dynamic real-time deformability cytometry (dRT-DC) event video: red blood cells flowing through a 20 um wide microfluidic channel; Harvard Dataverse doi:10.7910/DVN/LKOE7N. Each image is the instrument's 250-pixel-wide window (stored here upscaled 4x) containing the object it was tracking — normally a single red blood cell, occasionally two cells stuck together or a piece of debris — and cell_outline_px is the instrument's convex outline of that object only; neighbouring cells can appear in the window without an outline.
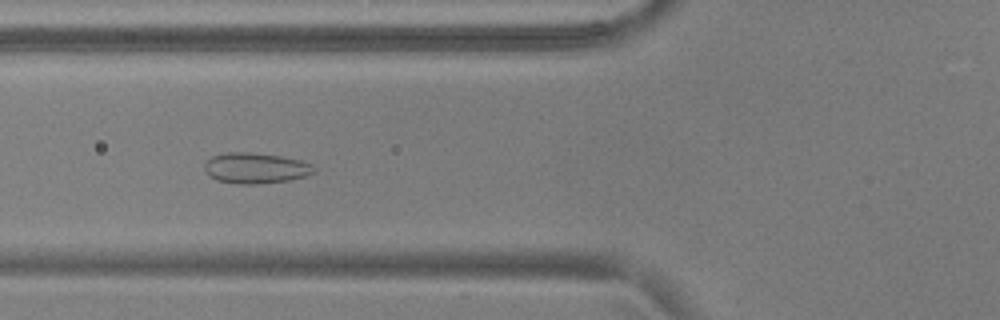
{"species": "common noctule bat (a hibernating species)", "species_latin": "Nyctalus noctula", "temperature_condition": "warm", "stored_images_in_passage": 54, "camera_frame_rate_fps": 3000, "um_per_image_px": 0.085, "animal": {"sex": "male", "body_mass_g": 17.9, "forearm_length_mm": 54.2}, "frame": {"image": 1, "passage_image": 21, "time_ms": 6.667, "image_size_px": [1000, 320], "cell_outline_px": [[316, 172], [304, 176], [288, 180], [256, 184], [236, 184], [216, 180], [208, 176], [204, 168], [204, 164], [212, 156], [228, 152], [248, 152], [280, 156], [300, 160], [312, 164], [316, 168]], "centroid_in_image_um": [21.71, 14.29], "position_along_channel_um": 104.1, "area_um2": 19.59}}
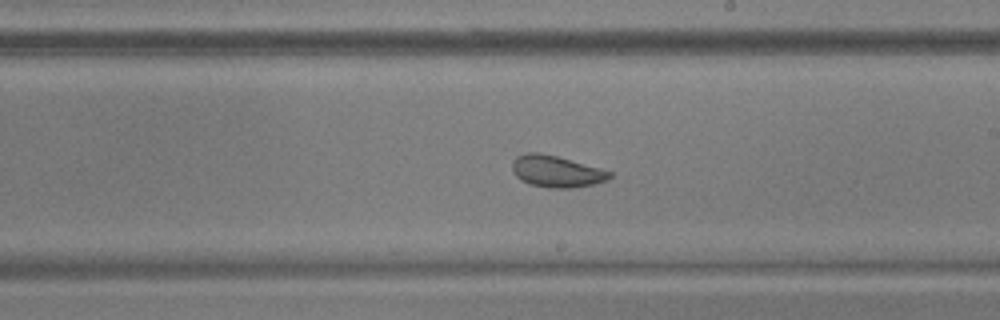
{"frame": {"image": 2, "passage_image": 32, "time_ms": 10.333, "image_size_px": [1000, 320], "cell_outline_px": [[612, 176], [604, 180], [592, 184], [572, 188], [552, 188], [532, 184], [520, 180], [512, 172], [512, 160], [516, 156], [528, 152], [540, 152], [556, 156], [600, 168], [612, 172]], "centroid_in_image_um": [47.24, 14.55], "position_along_channel_um": 241.8, "area_um2": 17.8}}
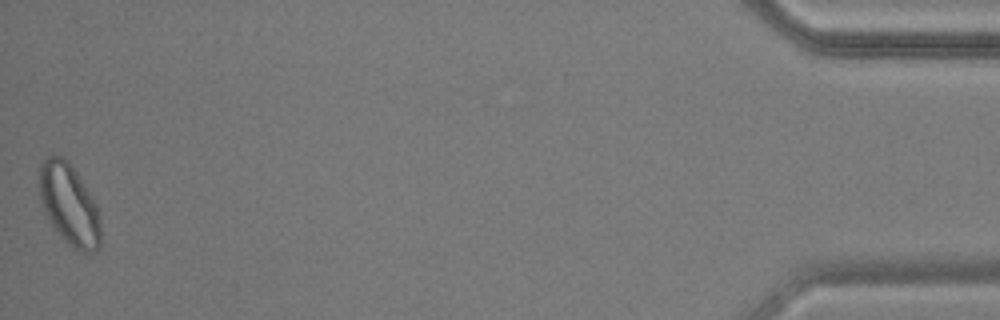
{"frame": {"image": 3, "passage_image": 54, "time_ms": 17.667, "image_size_px": [1000, 320], "cell_outline_px": [[100, 248], [92, 252], [80, 252], [68, 244], [52, 224], [40, 204], [40, 164], [48, 156], [60, 156], [68, 160], [72, 164], [96, 204], [100, 216]], "centroid_in_image_um": [5.9, 17.39], "position_along_channel_um": 429.3, "area_um2": 28.84}, "authors_computed_cell_mechanics": {"area_um2": 22.542, "velocity_mm_per_s": 3.7521, "shape_relaxation_time_tau1_ms": null, "shape_relaxation_time_tau2_ms": 1.0782, "deformation_change_tau1": null, "deformation_change_tau2": 0.0658}}